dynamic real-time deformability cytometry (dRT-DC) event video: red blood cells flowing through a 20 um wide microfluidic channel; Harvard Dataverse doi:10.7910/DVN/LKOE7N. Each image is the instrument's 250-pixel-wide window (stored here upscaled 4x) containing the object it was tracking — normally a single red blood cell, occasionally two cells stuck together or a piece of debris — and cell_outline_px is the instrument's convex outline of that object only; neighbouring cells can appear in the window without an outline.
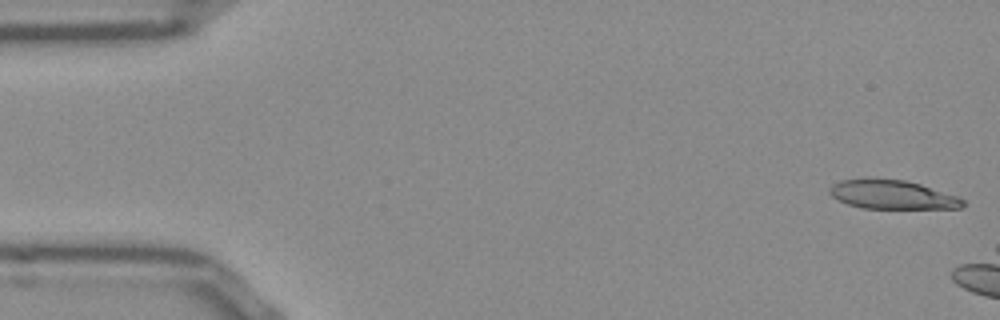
{"species": "Egyptian fruit bat (a non-hibernating species)", "species_latin": "Rousettus aegyptiacus", "temperature_condition": "room temperature", "stored_images_in_passage": 7, "camera_frame_rate_fps": 3000, "um_per_image_px": 0.085, "frame": {"image": 1, "passage_image": 1, "time_ms": 0.0, "image_size_px": [1000, 320], "cell_outline_px": [[964, 204], [960, 208], [864, 208], [848, 204], [832, 196], [828, 192], [828, 188], [832, 184], [840, 180], [904, 180], [920, 184], [960, 196], [964, 200]], "centroid_in_image_um": [75.88, 16.56], "position_along_channel_um": 9.1, "area_um2": 21.96}}